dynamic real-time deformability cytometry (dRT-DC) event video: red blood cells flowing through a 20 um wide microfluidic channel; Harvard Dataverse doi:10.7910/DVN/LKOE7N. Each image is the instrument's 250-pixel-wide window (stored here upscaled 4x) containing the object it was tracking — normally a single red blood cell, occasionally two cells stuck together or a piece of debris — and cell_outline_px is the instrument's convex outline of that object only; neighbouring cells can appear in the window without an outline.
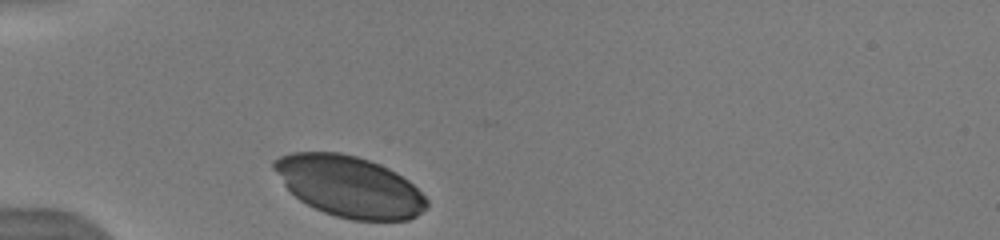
{"species": "human", "species_latin": "Homo sapiens", "temperature_condition": "warm", "stored_images_in_passage": 7, "camera_frame_rate_fps": 3000, "um_per_image_px": 0.085, "donor": {"sex": "male"}, "frame": {"image": 1, "passage_image": 1, "time_ms": 0.0, "image_size_px": [1000, 240], "cell_outline_px": [[428, 208], [416, 216], [408, 220], [352, 220], [336, 216], [324, 212], [300, 200], [284, 184], [272, 168], [272, 160], [280, 156], [292, 152], [340, 152], [356, 156], [380, 164], [396, 172], [408, 180], [428, 200]], "centroid_in_image_um": [29.7, 15.84], "position_along_channel_um": 55.3, "area_um2": 54.04}}